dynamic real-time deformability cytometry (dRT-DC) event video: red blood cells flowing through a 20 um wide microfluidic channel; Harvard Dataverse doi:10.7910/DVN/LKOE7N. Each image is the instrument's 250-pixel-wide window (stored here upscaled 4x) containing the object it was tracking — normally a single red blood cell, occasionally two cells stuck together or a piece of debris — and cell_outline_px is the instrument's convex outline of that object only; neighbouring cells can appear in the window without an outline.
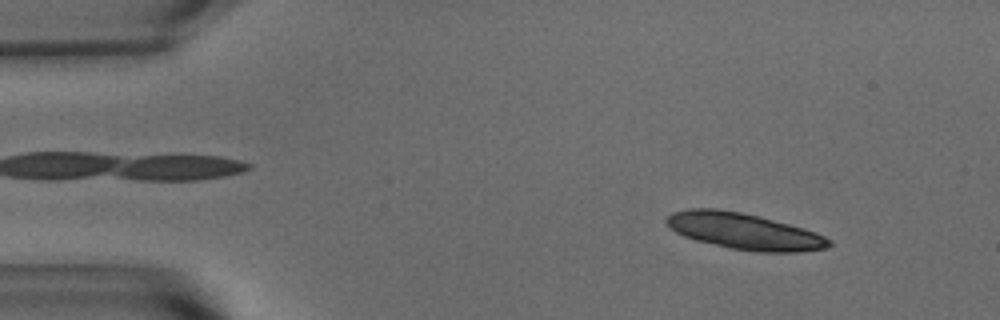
{"species": "common noctule bat (a hibernating species)", "species_latin": "Nyctalus noctula", "temperature_condition": "warm", "stored_images_in_passage": 19, "camera_frame_rate_fps": 3000, "um_per_image_px": 0.085, "animal": {"sex": "male", "body_mass_g": 15.6}, "frame": {"image": 1, "passage_image": 6, "time_ms": 1.667, "image_size_px": [1000, 320], "cell_outline_px": [[832, 244], [828, 248], [796, 252], [756, 252], [732, 248], [696, 240], [684, 236], [676, 232], [664, 220], [672, 212], [688, 208], [716, 208], [740, 212], [760, 216], [804, 228], [816, 232], [832, 240]], "centroid_in_image_um": [63.28, 19.65], "position_along_channel_um": 21.7, "area_um2": 34.33}}
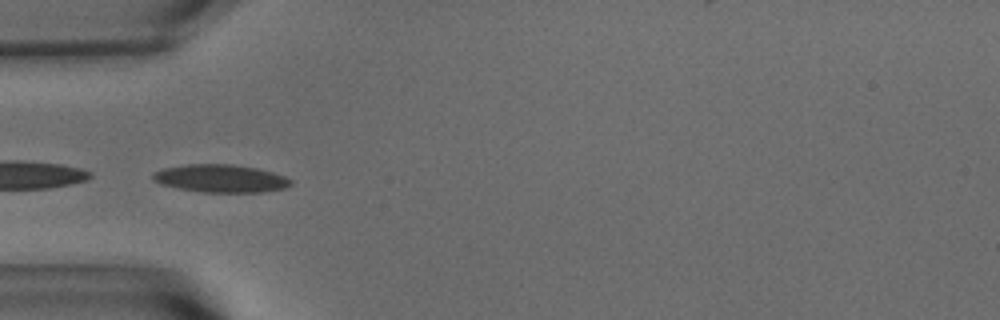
{"frame": {"image": 2, "passage_image": 17, "time_ms": 5.333, "image_size_px": [1000, 320], "cell_outline_px": [[292, 184], [284, 188], [264, 192], [204, 192], [176, 188], [160, 184], [152, 180], [152, 172], [164, 168], [188, 164], [232, 164], [256, 168], [272, 172], [284, 176], [292, 180]], "centroid_in_image_um": [18.73, 15.17], "position_along_channel_um": 66.3, "area_um2": 22.43}}